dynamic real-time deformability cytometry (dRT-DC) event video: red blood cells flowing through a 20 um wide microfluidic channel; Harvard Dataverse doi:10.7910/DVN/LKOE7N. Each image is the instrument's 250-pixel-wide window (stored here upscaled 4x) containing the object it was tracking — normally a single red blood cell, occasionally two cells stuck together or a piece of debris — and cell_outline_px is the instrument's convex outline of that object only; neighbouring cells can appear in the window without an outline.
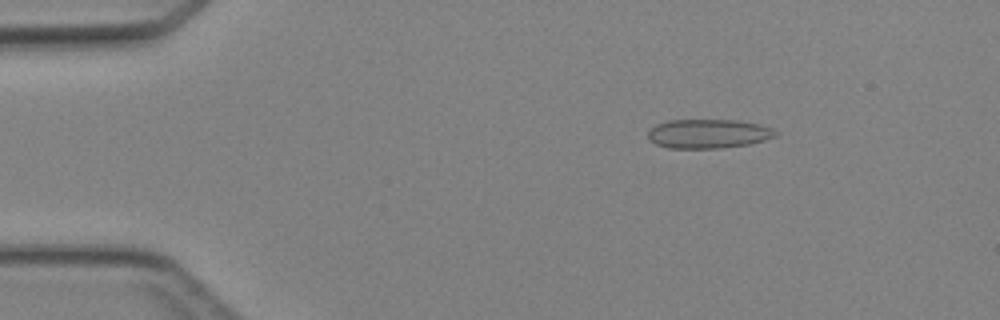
{"species": "Egyptian fruit bat (a non-hibernating species)", "species_latin": "Rousettus aegyptiacus", "temperature_condition": "cold", "stored_images_in_passage": 45, "camera_frame_rate_fps": 3000, "um_per_image_px": 0.085, "animal": {"sex": "female"}, "frame": {"image": 1, "passage_image": 7, "time_ms": 2.0, "image_size_px": [1000, 320], "cell_outline_px": [[776, 136], [764, 140], [748, 144], [720, 148], [668, 148], [656, 144], [648, 140], [648, 132], [656, 124], [668, 120], [736, 120], [760, 124], [772, 128], [776, 132]], "centroid_in_image_um": [60.18, 11.36], "position_along_channel_um": 24.8, "area_um2": 21.62}}
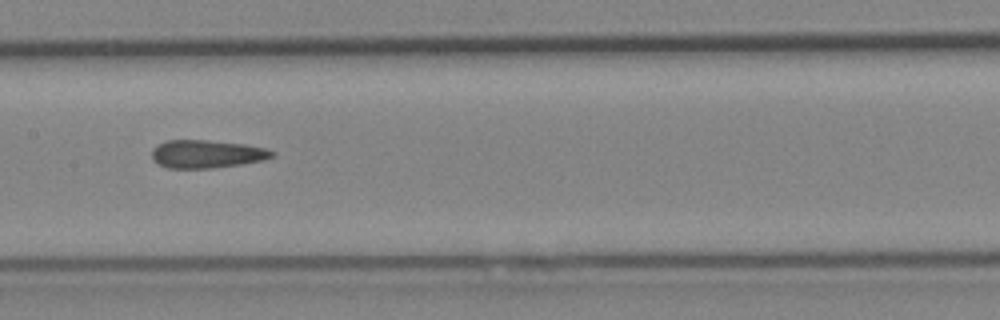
{"frame": {"image": 2, "passage_image": 23, "time_ms": 7.333, "image_size_px": [1000, 320], "cell_outline_px": [[276, 152], [272, 156], [264, 160], [240, 164], [212, 168], [168, 168], [156, 164], [152, 160], [152, 148], [168, 140], [208, 140], [244, 144], [268, 148]], "centroid_in_image_um": [17.56, 13.09], "position_along_channel_um": 189.8, "area_um2": 19.71}}
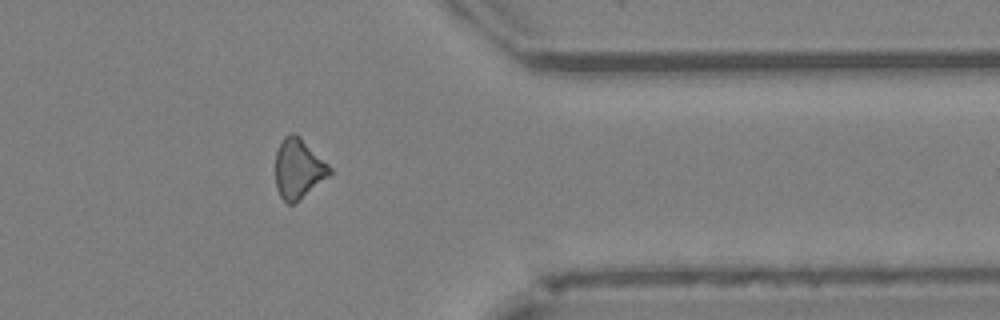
{"frame": {"image": 3, "passage_image": 37, "time_ms": 12.0, "image_size_px": [1000, 320], "cell_outline_px": [[332, 172], [328, 176], [300, 200], [292, 204], [288, 204], [280, 196], [276, 188], [276, 152], [284, 136], [292, 132], [300, 136], [332, 168]], "centroid_in_image_um": [25.36, 14.34], "position_along_channel_um": 386.0, "area_um2": 18.79}}